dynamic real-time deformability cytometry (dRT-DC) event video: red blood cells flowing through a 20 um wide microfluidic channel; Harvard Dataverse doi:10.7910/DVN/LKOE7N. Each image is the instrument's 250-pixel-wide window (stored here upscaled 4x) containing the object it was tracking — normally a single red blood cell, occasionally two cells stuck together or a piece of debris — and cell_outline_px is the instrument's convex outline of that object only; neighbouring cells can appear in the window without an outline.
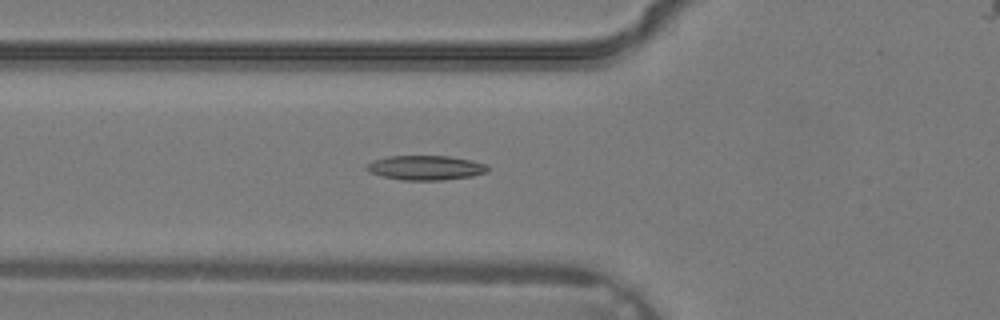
{"species": "common noctule bat (a hibernating species)", "species_latin": "Nyctalus noctula", "temperature_condition": "warm", "stored_images_in_passage": 35, "camera_frame_rate_fps": 3000, "um_per_image_px": 0.085, "animal": {"sex": "male", "body_mass_g": 19.2, "forearm_length_mm": 51.8}, "frame": {"image": 1, "passage_image": 12, "time_ms": 3.667, "image_size_px": [1000, 320], "cell_outline_px": [[488, 172], [472, 176], [444, 180], [404, 180], [384, 176], [368, 172], [364, 168], [364, 164], [372, 160], [388, 156], [448, 156], [472, 160], [484, 164], [488, 168]], "centroid_in_image_um": [36.13, 14.25], "position_along_channel_um": 89.7, "area_um2": 17.4}}
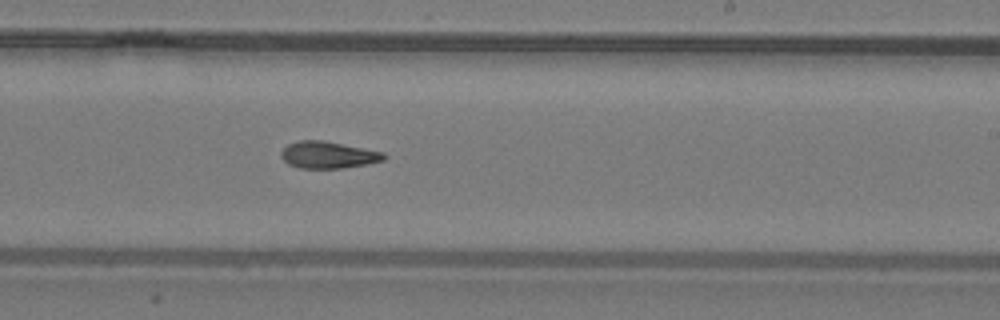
{"frame": {"image": 2, "passage_image": 21, "time_ms": 6.667, "image_size_px": [1000, 320], "cell_outline_px": [[388, 156], [384, 160], [368, 164], [344, 168], [300, 168], [288, 164], [280, 156], [280, 152], [288, 144], [300, 140], [324, 140], [384, 152]], "centroid_in_image_um": [27.91, 13.16], "position_along_channel_um": 261.1, "area_um2": 16.24}}
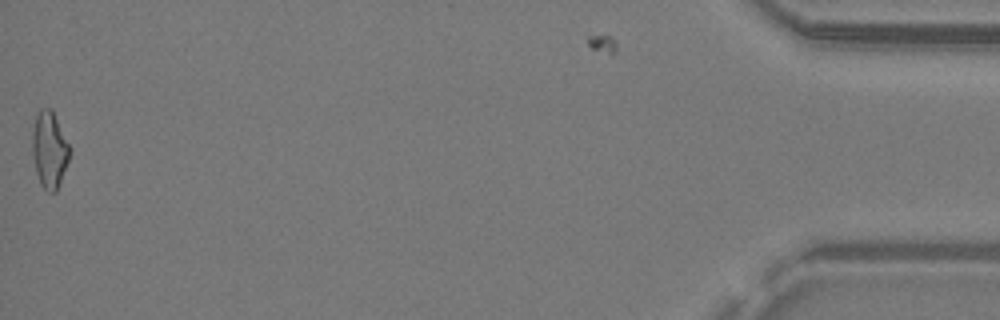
{"frame": {"image": 3, "passage_image": 35, "time_ms": 11.333, "image_size_px": [1000, 320], "cell_outline_px": [[72, 148], [60, 184], [56, 192], [48, 192], [40, 184], [36, 172], [32, 152], [32, 132], [36, 116], [40, 108], [52, 108]], "centroid_in_image_um": [4.22, 12.71], "position_along_channel_um": 431.0, "area_um2": 16.94}}